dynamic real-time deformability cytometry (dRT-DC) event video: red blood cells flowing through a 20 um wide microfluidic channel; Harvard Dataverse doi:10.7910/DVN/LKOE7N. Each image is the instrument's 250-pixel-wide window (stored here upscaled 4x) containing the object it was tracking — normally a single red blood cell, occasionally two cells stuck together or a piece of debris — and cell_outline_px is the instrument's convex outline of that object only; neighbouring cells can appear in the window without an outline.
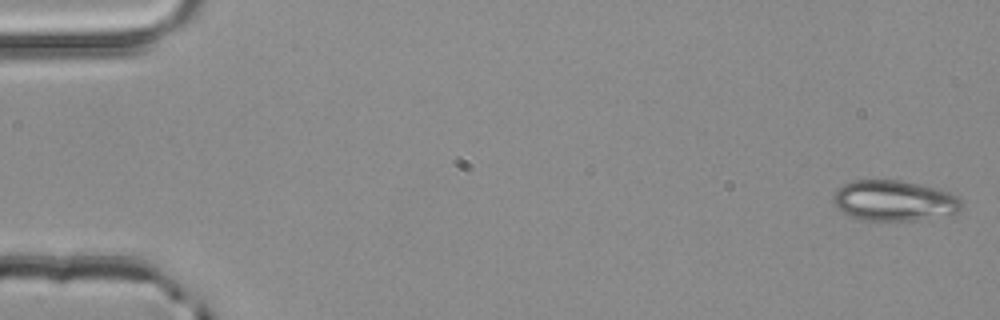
{"species": "common noctule bat (a hibernating species)", "species_latin": "Nyctalus noctula", "temperature_condition": "room temperature", "stored_images_in_passage": 4, "camera_frame_rate_fps": 3000, "um_per_image_px": 0.085, "animal": {"sex": "male", "body_mass_g": 20.4}, "frame": {"image": 1, "passage_image": 1, "time_ms": 0.0, "image_size_px": [1000, 320], "cell_outline_px": [[964, 204], [960, 212], [916, 220], [860, 220], [848, 216], [832, 200], [836, 188], [852, 180], [900, 180], [940, 188], [956, 196]], "centroid_in_image_um": [76.01, 17.04], "position_along_channel_um": 9.0, "area_um2": 30.4}}